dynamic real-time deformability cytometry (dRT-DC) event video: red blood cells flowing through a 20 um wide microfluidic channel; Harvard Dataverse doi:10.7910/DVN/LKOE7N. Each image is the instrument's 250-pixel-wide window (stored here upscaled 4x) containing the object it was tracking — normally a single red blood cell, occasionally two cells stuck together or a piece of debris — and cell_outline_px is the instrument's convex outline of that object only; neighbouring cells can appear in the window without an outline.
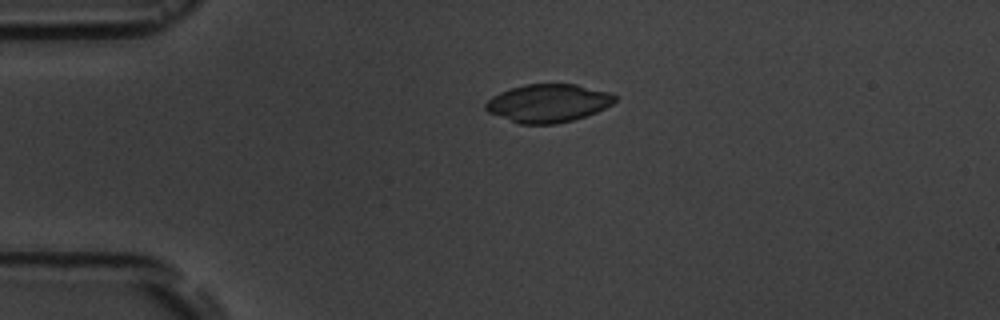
{"species": "common noctule bat (a hibernating species)", "species_latin": "Nyctalus noctula", "temperature_condition": "room temperature", "stored_images_in_passage": 2, "camera_frame_rate_fps": 3000, "um_per_image_px": 0.085, "animal": {"sex": "male", "body_mass_g": 19.5, "forearm_length_mm": 54.6}, "frame": {"image": 1, "passage_image": 1, "time_ms": 0.0, "image_size_px": [1000, 320], "cell_outline_px": [[616, 100], [612, 104], [596, 112], [572, 120], [556, 124], [520, 124], [488, 112], [484, 108], [484, 104], [492, 96], [500, 92], [524, 84], [576, 84], [612, 92], [616, 96]], "centroid_in_image_um": [46.6, 8.76], "position_along_channel_um": 38.4, "area_um2": 28.73}}